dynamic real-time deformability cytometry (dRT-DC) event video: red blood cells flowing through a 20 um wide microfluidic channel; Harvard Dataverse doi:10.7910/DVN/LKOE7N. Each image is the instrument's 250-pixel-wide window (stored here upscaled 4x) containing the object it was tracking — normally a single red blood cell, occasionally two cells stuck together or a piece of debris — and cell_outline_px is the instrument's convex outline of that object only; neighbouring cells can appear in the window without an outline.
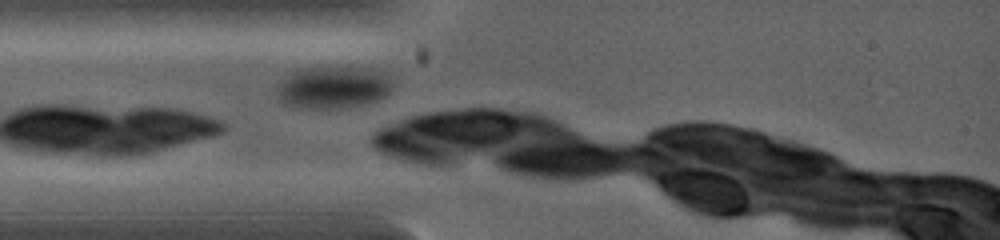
{"species": "common noctule bat (a hibernating species)", "species_latin": "Nyctalus noctula", "temperature_condition": "warm", "stored_images_in_passage": 5, "camera_frame_rate_fps": 5000, "um_per_image_px": 0.085, "animal": {"sex": "female", "body_mass_g": 19.0, "forearm_length_mm": 53.3}, "frame": {"image": 1, "passage_image": 3, "time_ms": 0.8, "image_size_px": [1000, 240], "cell_outline_px": [[388, 92], [384, 96], [376, 100], [364, 104], [348, 108], [292, 108], [284, 104], [280, 100], [280, 84], [288, 72], [296, 68], [328, 64], [372, 68], [384, 72], [388, 84]], "centroid_in_image_um": [28.25, 7.37], "position_along_channel_um": 56.8, "area_um2": 29.13}}